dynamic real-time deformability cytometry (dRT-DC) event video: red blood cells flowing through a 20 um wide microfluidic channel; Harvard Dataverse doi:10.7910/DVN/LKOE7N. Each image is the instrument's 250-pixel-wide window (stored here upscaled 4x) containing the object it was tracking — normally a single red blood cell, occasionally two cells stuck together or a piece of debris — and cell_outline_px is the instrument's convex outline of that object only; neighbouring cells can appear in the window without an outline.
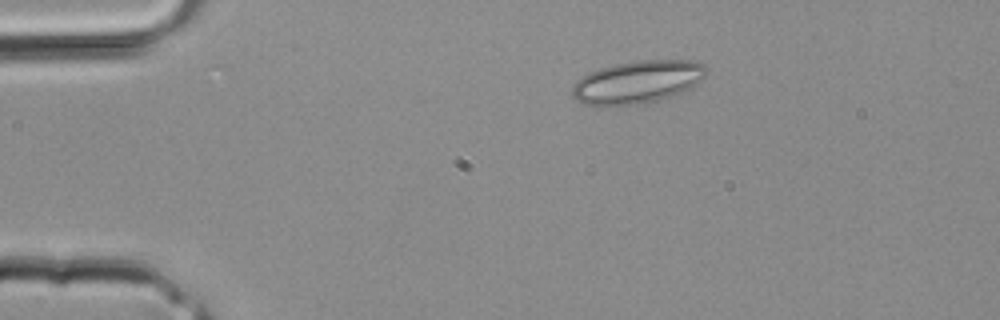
{"species": "common noctule bat (a hibernating species)", "species_latin": "Nyctalus noctula", "temperature_condition": "room temperature", "stored_images_in_passage": 2, "camera_frame_rate_fps": 3000, "um_per_image_px": 0.085, "animal": {"sex": "male", "body_mass_g": 20.4}, "frame": {"image": 1, "passage_image": 1, "time_ms": 0.0, "image_size_px": [1000, 320], "cell_outline_px": [[708, 72], [692, 88], [656, 100], [636, 104], [584, 104], [576, 100], [572, 96], [572, 88], [576, 80], [588, 72], [600, 68], [616, 64], [640, 60], [692, 60], [704, 64], [708, 68]], "centroid_in_image_um": [54.2, 6.94], "position_along_channel_um": 30.8, "area_um2": 32.95}}
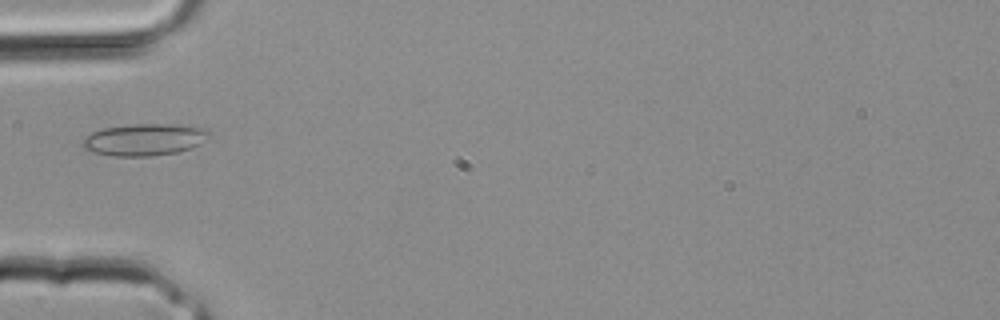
{"frame": {"image": 2, "passage_image": 2, "time_ms": 0.333, "image_size_px": [1000, 320], "cell_outline_px": [[212, 136], [200, 144], [192, 148], [176, 152], [152, 156], [112, 156], [96, 152], [84, 148], [80, 144], [92, 132], [104, 128], [132, 124], [172, 124], [208, 128], [212, 132]], "centroid_in_image_um": [12.36, 11.86], "position_along_channel_um": 72.6, "area_um2": 23.64}}